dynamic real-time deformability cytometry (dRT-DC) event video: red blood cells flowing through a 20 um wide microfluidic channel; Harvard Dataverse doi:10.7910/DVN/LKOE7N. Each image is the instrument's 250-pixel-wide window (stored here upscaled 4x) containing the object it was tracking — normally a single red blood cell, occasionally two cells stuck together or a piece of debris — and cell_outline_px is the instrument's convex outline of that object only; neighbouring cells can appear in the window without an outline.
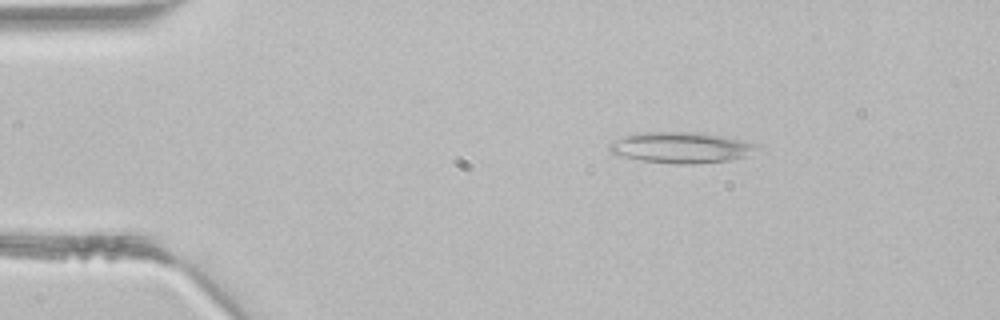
{"species": "common noctule bat (a hibernating species)", "species_latin": "Nyctalus noctula", "temperature_condition": "room temperature", "stored_images_in_passage": 2, "camera_frame_rate_fps": 3000, "um_per_image_px": 0.085, "animal": {"sex": "male", "body_mass_g": 21.5, "forearm_length_mm": 52.0}, "frame": {"image": 1, "passage_image": 2, "time_ms": 0.333, "image_size_px": [1000, 320], "cell_outline_px": [[764, 148], [744, 156], [732, 160], [692, 164], [676, 164], [640, 160], [624, 156], [612, 152], [608, 148], [608, 144], [624, 136], [640, 132], [696, 132], [744, 140], [760, 144]], "centroid_in_image_um": [57.97, 12.54], "position_along_channel_um": 27.0, "area_um2": 26.65}}